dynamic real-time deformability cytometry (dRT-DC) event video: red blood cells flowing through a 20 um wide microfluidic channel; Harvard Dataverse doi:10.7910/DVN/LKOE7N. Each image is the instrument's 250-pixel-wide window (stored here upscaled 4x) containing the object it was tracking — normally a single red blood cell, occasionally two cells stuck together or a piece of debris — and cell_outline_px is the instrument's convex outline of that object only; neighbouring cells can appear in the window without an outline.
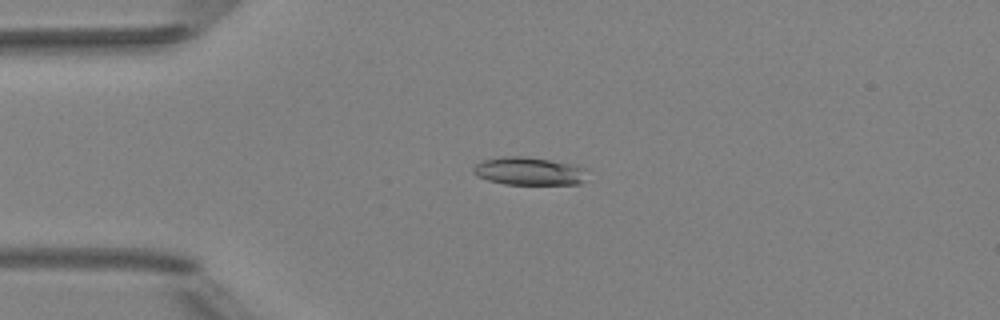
{"species": "Egyptian fruit bat (a non-hibernating species)", "species_latin": "Rousettus aegyptiacus", "temperature_condition": "room temperature", "stored_images_in_passage": 8, "camera_frame_rate_fps": 3000, "um_per_image_px": 0.085, "animal": {"sex": "female"}, "frame": {"image": 1, "passage_image": 4, "time_ms": 3.333, "image_size_px": [1000, 320], "cell_outline_px": [[588, 168], [584, 180], [580, 184], [504, 184], [488, 180], [476, 176], [472, 172], [472, 168], [476, 164], [484, 160], [504, 156], [520, 156], [548, 160]], "centroid_in_image_um": [44.94, 14.56], "position_along_channel_um": 40.1, "area_um2": 18.44}}
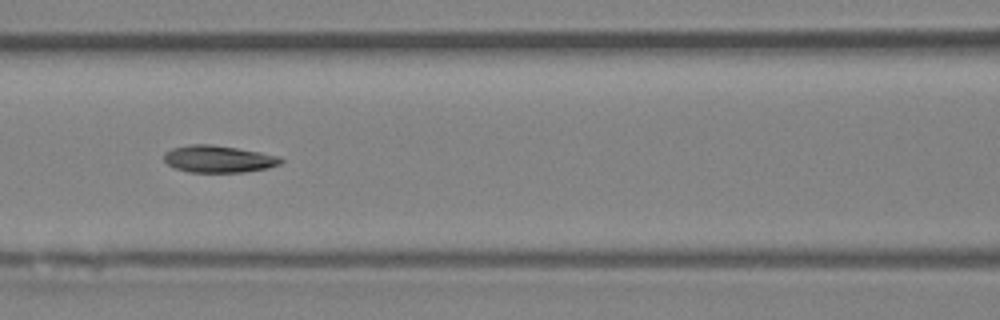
{"frame": {"image": 2, "passage_image": 7, "time_ms": 6.667, "image_size_px": [1000, 320], "cell_outline_px": [[284, 160], [280, 164], [268, 168], [244, 172], [188, 172], [176, 168], [168, 164], [164, 160], [164, 152], [172, 148], [192, 144], [212, 144], [260, 152], [280, 156]], "centroid_in_image_um": [18.58, 13.51], "position_along_channel_um": 148.0, "area_um2": 18.44}}
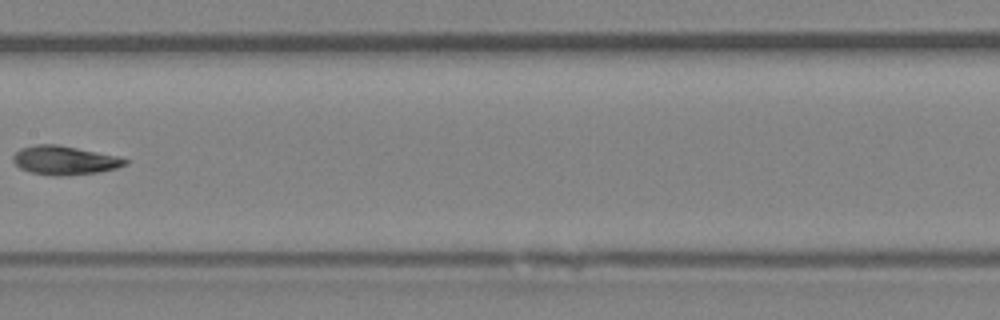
{"frame": {"image": 3, "passage_image": 8, "time_ms": 8.0, "image_size_px": [1000, 320], "cell_outline_px": [[128, 164], [116, 168], [96, 172], [60, 176], [52, 176], [32, 172], [20, 168], [12, 160], [12, 156], [20, 148], [36, 144], [56, 144], [120, 156], [128, 160]], "centroid_in_image_um": [5.49, 13.61], "position_along_channel_um": 201.9, "area_um2": 18.79}}